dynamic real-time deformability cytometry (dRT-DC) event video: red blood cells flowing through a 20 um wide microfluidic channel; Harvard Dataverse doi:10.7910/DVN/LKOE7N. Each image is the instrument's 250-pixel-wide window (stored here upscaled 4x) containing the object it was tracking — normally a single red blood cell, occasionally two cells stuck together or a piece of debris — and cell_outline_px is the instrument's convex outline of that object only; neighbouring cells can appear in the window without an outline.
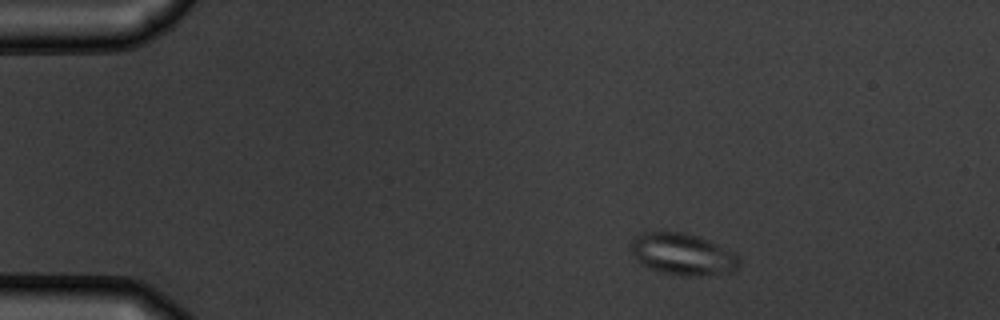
{"species": "common noctule bat (a hibernating species)", "species_latin": "Nyctalus noctula", "temperature_condition": "warm", "stored_images_in_passage": 5, "camera_frame_rate_fps": 3000, "um_per_image_px": 0.085, "animal": {"sex": "male", "body_mass_g": 19.5, "forearm_length_mm": 54.6}, "frame": {"image": 1, "passage_image": 1, "time_ms": 0.0, "image_size_px": [1000, 320], "cell_outline_px": [[740, 264], [736, 272], [700, 276], [688, 276], [664, 272], [652, 268], [636, 260], [632, 252], [632, 240], [636, 236], [644, 232], [684, 232], [700, 236], [736, 252], [740, 256]], "centroid_in_image_um": [58.13, 21.6], "position_along_channel_um": 26.9, "area_um2": 26.47}}
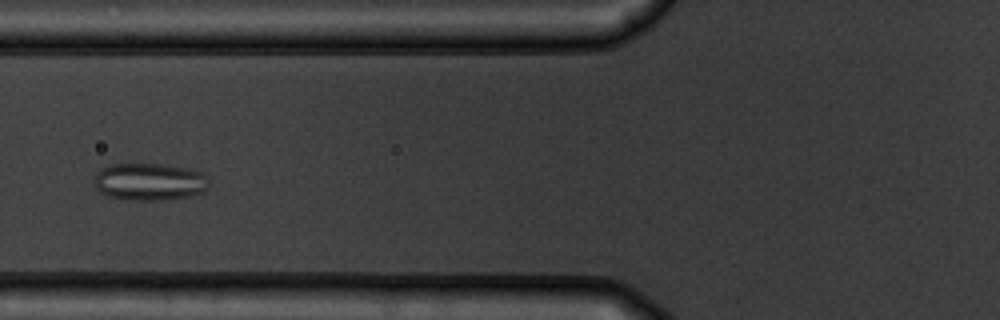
{"frame": {"image": 2, "passage_image": 5, "time_ms": 4.333, "image_size_px": [1000, 320], "cell_outline_px": [[208, 188], [204, 192], [188, 196], [160, 200], [128, 200], [108, 196], [100, 192], [96, 188], [92, 180], [96, 172], [100, 168], [108, 164], [160, 164], [188, 168], [200, 172], [208, 180]], "centroid_in_image_um": [12.64, 15.44], "position_along_channel_um": 113.2, "area_um2": 25.14}}